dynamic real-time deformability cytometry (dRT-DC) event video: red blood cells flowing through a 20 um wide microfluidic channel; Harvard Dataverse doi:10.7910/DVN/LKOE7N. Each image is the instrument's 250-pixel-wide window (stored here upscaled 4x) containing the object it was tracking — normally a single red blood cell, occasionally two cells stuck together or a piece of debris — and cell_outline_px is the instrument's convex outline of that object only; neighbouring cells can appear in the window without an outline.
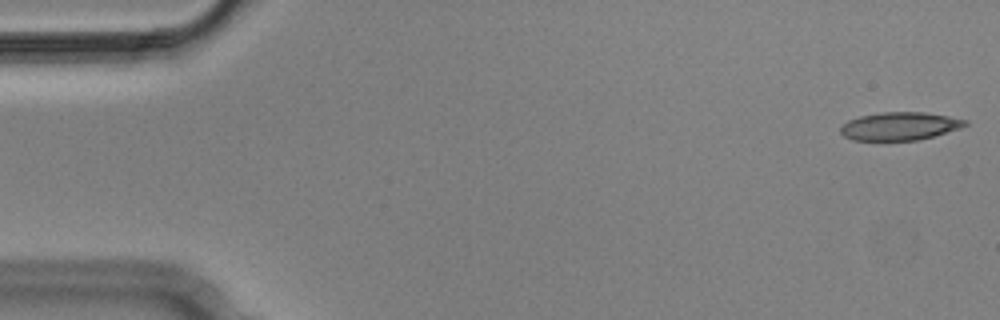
{"species": "Egyptian fruit bat (a non-hibernating species)", "species_latin": "Rousettus aegyptiacus", "temperature_condition": "cold", "stored_images_in_passage": 4, "camera_frame_rate_fps": 3000, "um_per_image_px": 0.085, "animal": {"sex": "male"}, "frame": {"image": 1, "passage_image": 1, "time_ms": 0.0, "image_size_px": [1000, 320], "cell_outline_px": [[968, 124], [960, 128], [932, 136], [916, 140], [852, 140], [844, 136], [840, 132], [840, 128], [848, 120], [860, 116], [884, 112], [924, 112], [948, 116], [968, 120]], "centroid_in_image_um": [76.47, 10.72], "position_along_channel_um": 8.5, "area_um2": 20.17}}